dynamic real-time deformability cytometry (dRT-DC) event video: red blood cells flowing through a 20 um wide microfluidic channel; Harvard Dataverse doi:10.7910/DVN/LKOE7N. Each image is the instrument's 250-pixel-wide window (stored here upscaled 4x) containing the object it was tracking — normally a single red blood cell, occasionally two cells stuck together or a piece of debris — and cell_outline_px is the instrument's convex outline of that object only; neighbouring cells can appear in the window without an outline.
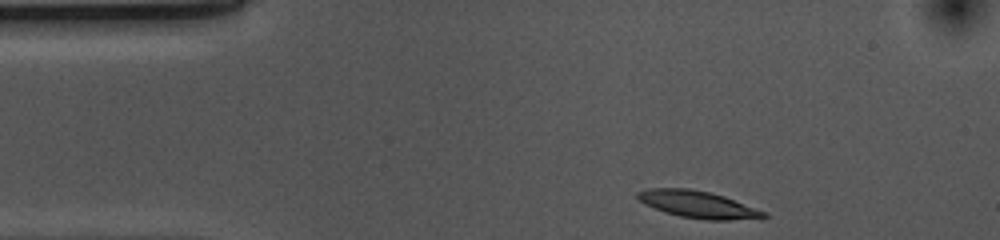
{"species": "common noctule bat (a hibernating species)", "species_latin": "Nyctalus noctula", "temperature_condition": "cold", "stored_images_in_passage": 35, "camera_frame_rate_fps": 3000, "um_per_image_px": 0.085, "animal": {"sex": "female", "body_mass_g": 10.0, "forearm_length_mm": 53.1}, "frame": {"image": 1, "passage_image": 1, "time_ms": 0.0, "image_size_px": [1000, 240], "cell_outline_px": [[768, 216], [764, 220], [708, 220], [680, 216], [664, 212], [640, 200], [636, 196], [636, 192], [648, 188], [688, 188], [708, 192], [724, 196], [768, 212]], "centroid_in_image_um": [59.45, 17.4], "position_along_channel_um": 25.6, "area_um2": 20.06}}
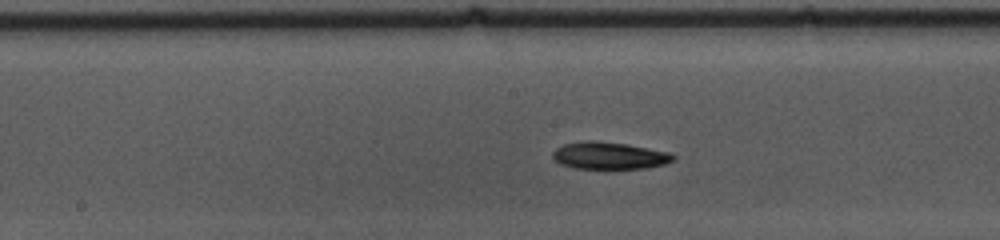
{"frame": {"image": 2, "passage_image": 19, "time_ms": 6.0, "image_size_px": [1000, 240], "cell_outline_px": [[676, 160], [664, 164], [644, 168], [576, 168], [560, 164], [552, 156], [552, 152], [556, 148], [564, 144], [584, 140], [600, 140], [628, 144], [672, 152], [676, 156]], "centroid_in_image_um": [51.83, 13.2], "position_along_channel_um": 196.4, "area_um2": 19.31}}
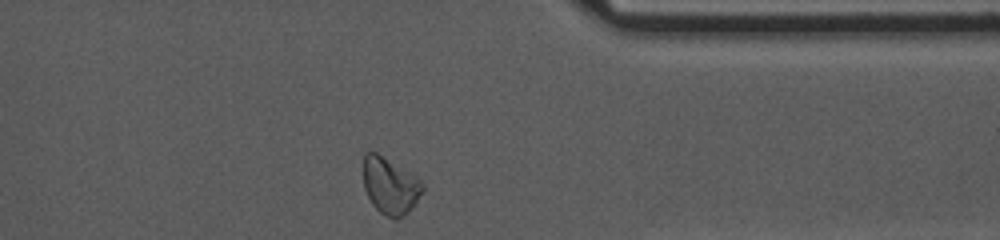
{"frame": {"image": 3, "passage_image": 35, "time_ms": 11.333, "image_size_px": [1000, 240], "cell_outline_px": [[424, 188], [416, 200], [404, 216], [396, 220], [392, 220], [380, 212], [372, 204], [364, 188], [364, 152], [376, 152], [420, 180], [424, 184]], "centroid_in_image_um": [33.13, 15.82], "position_along_channel_um": 378.3, "area_um2": 19.07}, "authors_computed_cell_mechanics": {"area_um2": 19.363, "velocity_mm_per_s": 3.6413, "shape_relaxation_time_tau1_ms": 3.2896, "shape_relaxation_time_tau2_ms": null, "deformation_change_tau1": 0.1093, "deformation_change_tau2": null}}